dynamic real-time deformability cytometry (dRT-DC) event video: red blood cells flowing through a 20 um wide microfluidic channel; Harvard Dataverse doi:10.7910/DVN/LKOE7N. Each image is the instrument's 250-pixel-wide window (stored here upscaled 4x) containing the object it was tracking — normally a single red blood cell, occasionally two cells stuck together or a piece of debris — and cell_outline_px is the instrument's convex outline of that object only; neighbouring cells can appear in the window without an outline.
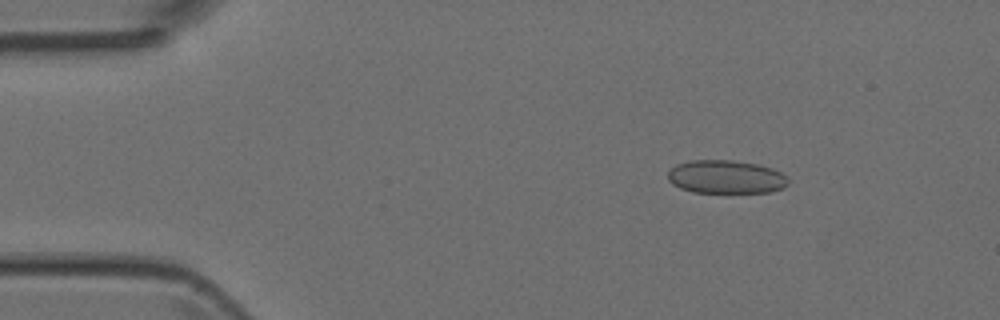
{"species": "Egyptian fruit bat (a non-hibernating species)", "species_latin": "Rousettus aegyptiacus", "temperature_condition": "room temperature", "stored_images_in_passage": 4, "camera_frame_rate_fps": 3000, "um_per_image_px": 0.085, "animal": {"sex": "female"}, "frame": {"image": 1, "passage_image": 2, "time_ms": 1.333, "image_size_px": [1000, 320], "cell_outline_px": [[788, 184], [780, 188], [768, 192], [692, 192], [680, 188], [672, 184], [668, 180], [668, 172], [676, 164], [692, 160], [732, 160], [756, 164], [772, 168], [780, 172], [788, 180]], "centroid_in_image_um": [61.66, 15.03], "position_along_channel_um": 23.3, "area_um2": 23.18}}